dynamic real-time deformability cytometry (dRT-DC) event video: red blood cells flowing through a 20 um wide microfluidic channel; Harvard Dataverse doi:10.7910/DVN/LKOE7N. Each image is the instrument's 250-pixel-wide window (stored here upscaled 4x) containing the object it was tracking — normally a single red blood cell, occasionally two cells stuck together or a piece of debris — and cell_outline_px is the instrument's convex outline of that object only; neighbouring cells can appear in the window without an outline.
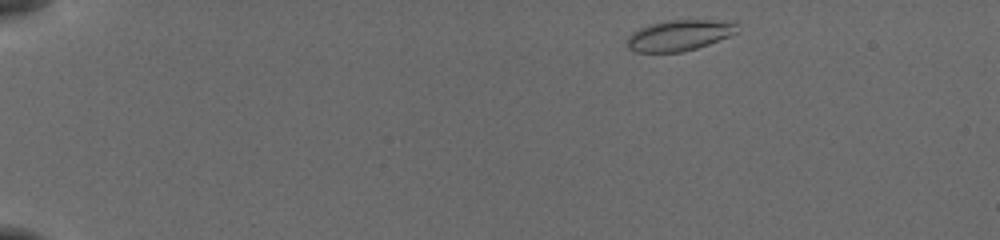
{"species": "common noctule bat (a hibernating species)", "species_latin": "Nyctalus noctula", "temperature_condition": "cold", "stored_images_in_passage": 48, "camera_frame_rate_fps": 3000, "um_per_image_px": 0.085, "animal": {"sex": "female", "body_mass_g": 19.5, "forearm_length_mm": 54.1}, "frame": {"image": 1, "passage_image": 2, "time_ms": 0.333, "image_size_px": [1000, 240], "cell_outline_px": [[740, 32], [708, 44], [696, 48], [680, 52], [636, 52], [628, 48], [628, 36], [632, 32], [640, 28], [652, 24], [668, 20], [708, 20], [736, 24]], "centroid_in_image_um": [57.72, 3.01], "position_along_channel_um": 27.3, "area_um2": 19.42}}
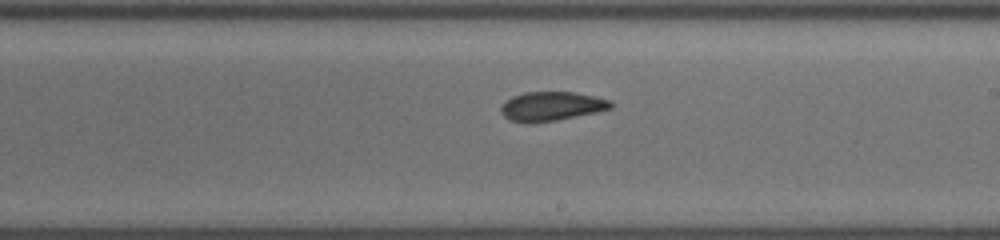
{"frame": {"image": 2, "passage_image": 27, "time_ms": 8.667, "image_size_px": [1000, 240], "cell_outline_px": [[612, 108], [596, 112], [556, 120], [532, 124], [528, 124], [508, 120], [500, 112], [500, 108], [512, 96], [524, 92], [576, 92], [612, 100]], "centroid_in_image_um": [46.86, 9.04], "position_along_channel_um": 242.1, "area_um2": 18.79}}
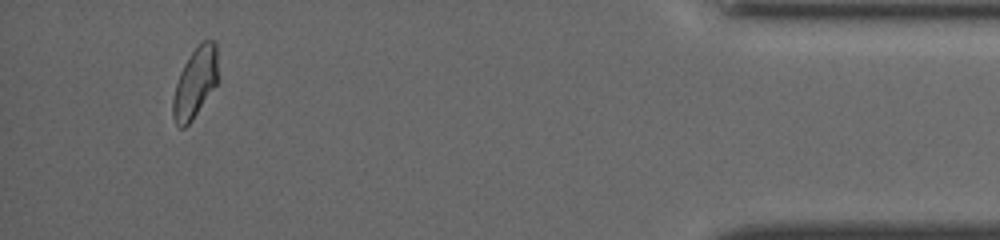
{"frame": {"image": 3, "passage_image": 45, "time_ms": 14.667, "image_size_px": [1000, 240], "cell_outline_px": [[220, 80], [192, 120], [184, 128], [180, 128], [176, 124], [172, 116], [172, 100], [176, 84], [180, 72], [184, 64], [192, 52], [204, 40], [212, 40], [216, 44]], "centroid_in_image_um": [16.62, 7.05], "position_along_channel_um": 418.6, "area_um2": 18.67}, "authors_computed_cell_mechanics": {"area_um2": 18.9006, "velocity_mm_per_s": 3.8493, "shape_relaxation_time_tau1_ms": null, "shape_relaxation_time_tau2_ms": 4.5029, "deformation_change_tau1": null, "deformation_change_tau2": 0.0891}}